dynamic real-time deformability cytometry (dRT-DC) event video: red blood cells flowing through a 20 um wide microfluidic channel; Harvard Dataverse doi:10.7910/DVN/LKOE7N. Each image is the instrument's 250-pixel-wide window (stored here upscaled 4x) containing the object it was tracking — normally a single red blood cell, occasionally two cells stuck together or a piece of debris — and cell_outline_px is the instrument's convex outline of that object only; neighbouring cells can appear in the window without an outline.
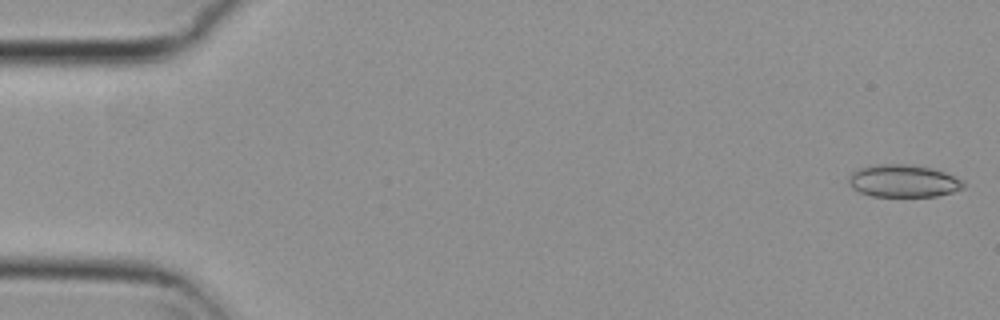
{"species": "common noctule bat (a hibernating species)", "species_latin": "Nyctalus noctula", "temperature_condition": "cold", "stored_images_in_passage": 52, "camera_frame_rate_fps": 3000, "um_per_image_px": 0.085, "animal": {"sex": "female", "body_mass_g": 29.2, "forearm_length_mm": 56.3}, "frame": {"image": 1, "passage_image": 1, "time_ms": 0.0, "image_size_px": [1000, 320], "cell_outline_px": [[964, 188], [952, 192], [936, 196], [872, 196], [860, 192], [852, 188], [848, 180], [848, 176], [856, 168], [876, 164], [908, 164], [932, 168], [944, 172], [964, 180]], "centroid_in_image_um": [76.76, 15.37], "position_along_channel_um": 8.2, "area_um2": 21.85}}
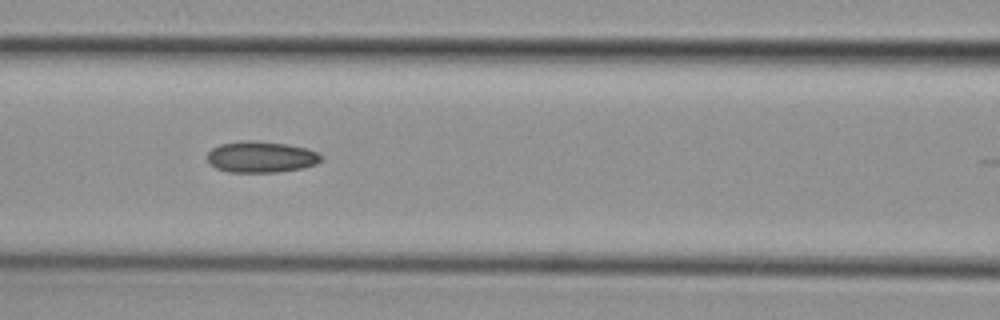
{"frame": {"image": 2, "passage_image": 23, "time_ms": 7.333, "image_size_px": [1000, 320], "cell_outline_px": [[324, 156], [316, 164], [300, 168], [276, 172], [228, 172], [216, 168], [208, 164], [208, 152], [212, 148], [220, 144], [240, 140], [256, 140], [288, 144], [304, 148], [316, 152]], "centroid_in_image_um": [22.15, 13.33], "position_along_channel_um": 144.5, "area_um2": 20.81}}
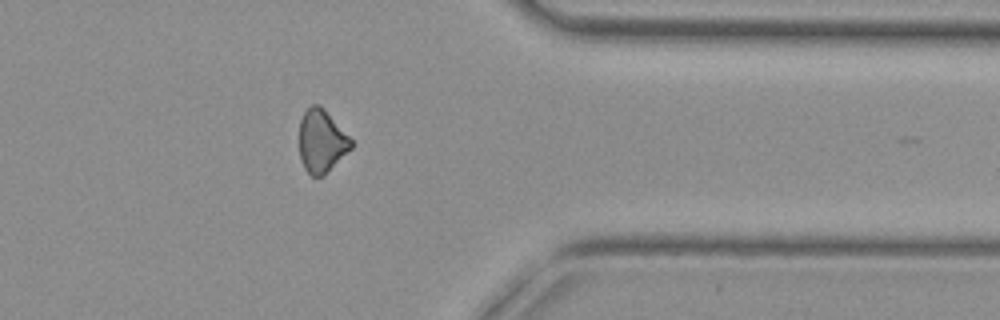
{"frame": {"image": 3, "passage_image": 43, "time_ms": 14.0, "image_size_px": [1000, 320], "cell_outline_px": [[352, 148], [324, 176], [312, 176], [304, 168], [300, 160], [300, 120], [304, 112], [312, 104], [320, 104], [352, 140]], "centroid_in_image_um": [27.33, 12.01], "position_along_channel_um": 384.1, "area_um2": 18.9}, "authors_computed_cell_mechanics": {"area_um2": 20.3745, "velocity_mm_per_s": 3.8084, "shape_relaxation_time_tau1_ms": 4.7581, "shape_relaxation_time_tau2_ms": null, "deformation_change_tau1": 0.0816, "deformation_change_tau2": null}}